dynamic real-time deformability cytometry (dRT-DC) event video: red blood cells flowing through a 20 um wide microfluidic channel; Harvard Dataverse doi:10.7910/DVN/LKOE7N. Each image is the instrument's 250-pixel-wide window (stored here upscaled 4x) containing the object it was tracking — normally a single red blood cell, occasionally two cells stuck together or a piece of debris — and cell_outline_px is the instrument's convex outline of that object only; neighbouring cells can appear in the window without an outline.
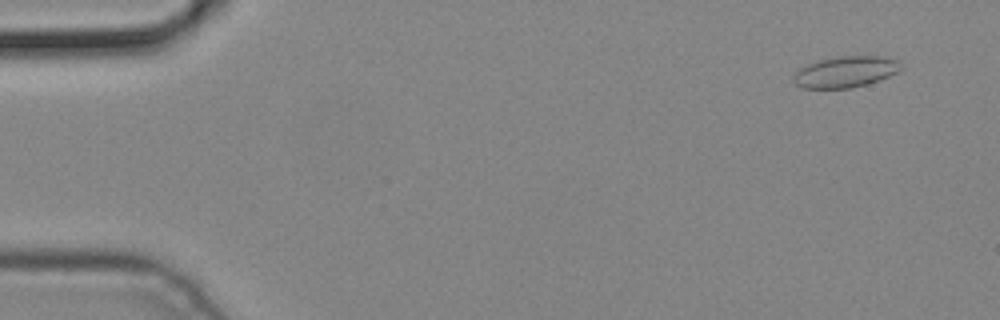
{"species": "common noctule bat (a hibernating species)", "species_latin": "Nyctalus noctula", "temperature_condition": "cold", "stored_images_in_passage": 3, "camera_frame_rate_fps": 3000, "um_per_image_px": 0.085, "animal": {"sex": "male", "body_mass_g": 19.2, "forearm_length_mm": 51.8}, "frame": {"image": 1, "passage_image": 1, "time_ms": 0.0, "image_size_px": [1000, 320], "cell_outline_px": [[904, 68], [880, 80], [852, 88], [800, 88], [792, 80], [792, 76], [800, 68], [808, 64], [820, 60], [836, 56], [884, 56], [900, 60]], "centroid_in_image_um": [71.89, 6.1], "position_along_channel_um": 13.1, "area_um2": 19.71}}